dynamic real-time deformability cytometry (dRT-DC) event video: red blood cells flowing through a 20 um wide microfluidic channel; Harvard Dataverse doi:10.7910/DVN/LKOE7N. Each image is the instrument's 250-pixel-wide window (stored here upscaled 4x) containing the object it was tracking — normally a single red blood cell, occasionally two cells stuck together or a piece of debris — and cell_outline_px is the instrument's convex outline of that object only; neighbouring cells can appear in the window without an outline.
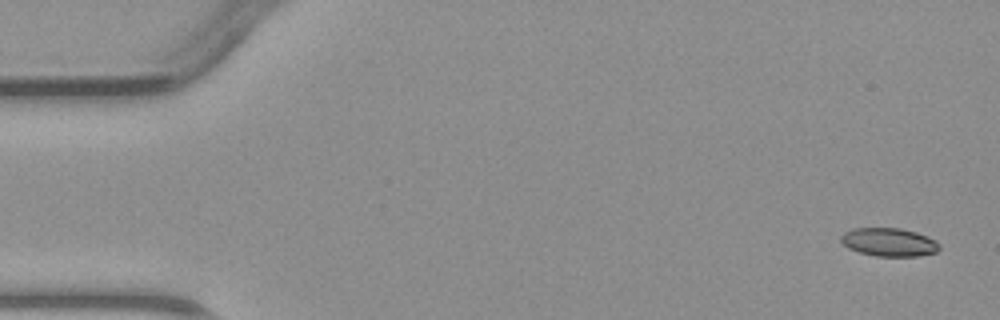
{"species": "common noctule bat (a hibernating species)", "species_latin": "Nyctalus noctula", "temperature_condition": "warm", "stored_images_in_passage": 4, "camera_frame_rate_fps": 3000, "um_per_image_px": 0.085, "animal": {"sex": "male", "body_mass_g": 23.1, "forearm_length_mm": 52.7}, "frame": {"image": 1, "passage_image": 1, "time_ms": 0.0, "image_size_px": [1000, 320], "cell_outline_px": [[940, 248], [936, 252], [916, 256], [876, 256], [860, 252], [848, 248], [840, 240], [840, 236], [844, 232], [852, 228], [900, 228], [916, 232], [928, 236], [936, 240], [940, 244]], "centroid_in_image_um": [75.57, 20.57], "position_along_channel_um": 9.4, "area_um2": 16.3}}
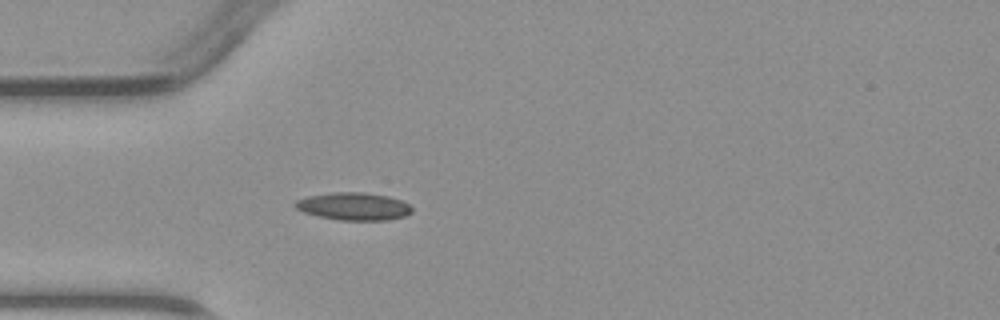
{"frame": {"image": 2, "passage_image": 4, "time_ms": 4.0, "image_size_px": [1000, 320], "cell_outline_px": [[412, 212], [404, 216], [388, 220], [340, 220], [320, 216], [304, 212], [296, 208], [292, 204], [296, 200], [308, 196], [336, 192], [364, 192], [388, 196], [400, 200], [408, 204], [412, 208]], "centroid_in_image_um": [30.06, 17.54], "position_along_channel_um": 54.9, "area_um2": 18.67}}